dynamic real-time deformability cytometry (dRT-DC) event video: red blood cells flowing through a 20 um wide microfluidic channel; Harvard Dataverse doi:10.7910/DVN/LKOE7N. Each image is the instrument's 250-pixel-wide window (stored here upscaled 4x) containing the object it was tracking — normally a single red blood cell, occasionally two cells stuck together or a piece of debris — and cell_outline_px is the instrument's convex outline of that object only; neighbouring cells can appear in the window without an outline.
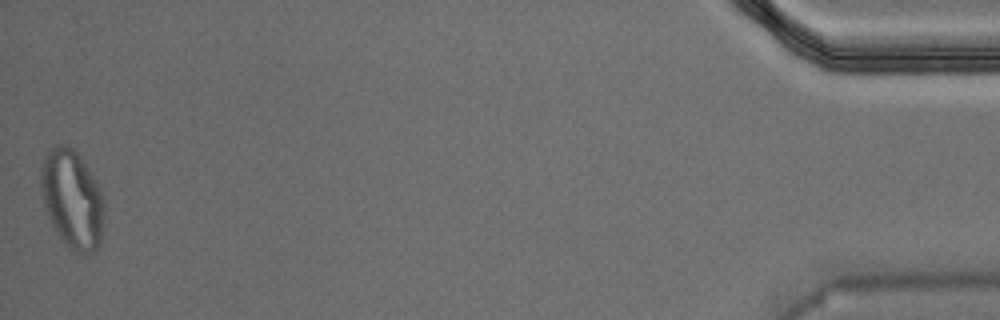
{"species": "Egyptian fruit bat (a non-hibernating species)", "species_latin": "Rousettus aegyptiacus", "temperature_condition": "warm", "stored_images_in_passage": 39, "camera_frame_rate_fps": 3000, "um_per_image_px": 0.085, "animal": {"sex": "male"}, "frame": {"image": 1, "passage_image": 39, "time_ms": 12.667, "image_size_px": [1000, 320], "cell_outline_px": [[104, 212], [100, 244], [92, 252], [76, 252], [68, 248], [56, 232], [52, 224], [44, 204], [40, 184], [40, 168], [44, 156], [56, 144], [64, 144], [72, 148], [80, 156], [96, 180], [104, 196]], "centroid_in_image_um": [6.14, 16.9], "position_along_channel_um": 429.1, "area_um2": 36.36}}